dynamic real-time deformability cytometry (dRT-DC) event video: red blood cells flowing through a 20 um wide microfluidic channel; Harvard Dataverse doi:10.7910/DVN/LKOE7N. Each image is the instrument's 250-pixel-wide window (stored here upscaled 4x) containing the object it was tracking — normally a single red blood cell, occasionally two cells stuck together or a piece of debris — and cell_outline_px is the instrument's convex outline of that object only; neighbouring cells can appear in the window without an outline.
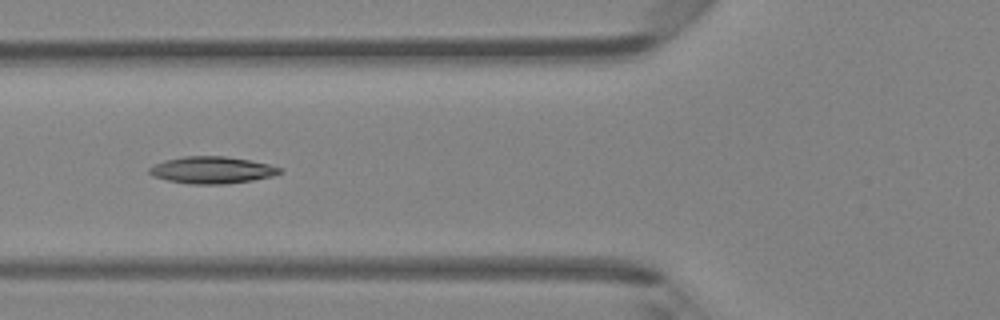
{"species": "Egyptian fruit bat (a non-hibernating species)", "species_latin": "Rousettus aegyptiacus", "temperature_condition": "room temperature", "stored_images_in_passage": 6, "camera_frame_rate_fps": 3000, "um_per_image_px": 0.085, "animal": {"sex": "female"}, "frame": {"image": 1, "passage_image": 5, "time_ms": 1.333, "image_size_px": [1000, 320], "cell_outline_px": [[284, 172], [272, 176], [252, 180], [224, 184], [188, 184], [168, 180], [152, 176], [148, 172], [148, 168], [152, 164], [164, 160], [184, 156], [224, 156], [248, 160], [268, 164], [284, 168]], "centroid_in_image_um": [18.0, 14.45], "position_along_channel_um": 107.8, "area_um2": 20.63}}
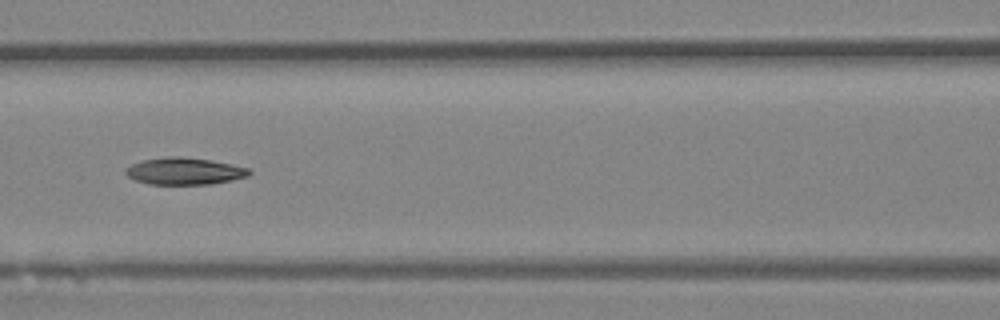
{"frame": {"image": 2, "passage_image": 6, "time_ms": 1.667, "image_size_px": [1000, 320], "cell_outline_px": [[252, 172], [248, 176], [232, 180], [212, 184], [148, 184], [136, 180], [128, 176], [124, 172], [124, 168], [132, 164], [144, 160], [168, 156], [180, 156], [212, 160], [232, 164], [248, 168]], "centroid_in_image_um": [15.68, 14.54], "position_along_channel_um": 150.9, "area_um2": 19.48}}